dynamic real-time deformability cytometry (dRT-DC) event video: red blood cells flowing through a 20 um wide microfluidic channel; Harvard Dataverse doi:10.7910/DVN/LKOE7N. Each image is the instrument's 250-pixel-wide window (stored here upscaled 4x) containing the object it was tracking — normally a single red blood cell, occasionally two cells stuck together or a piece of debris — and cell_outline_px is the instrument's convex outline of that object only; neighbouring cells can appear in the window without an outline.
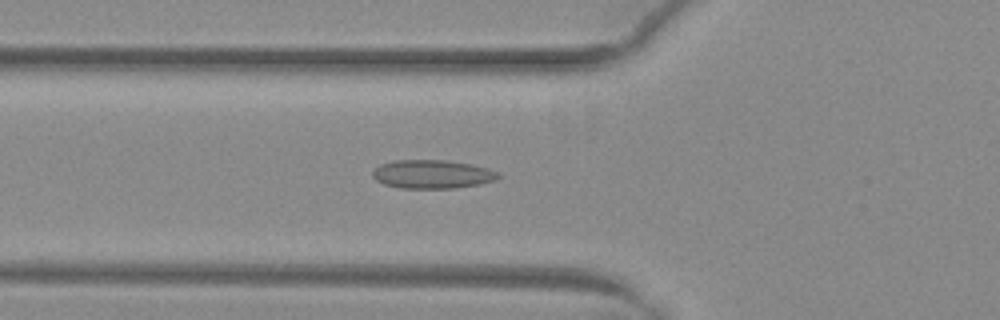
{"species": "common noctule bat (a hibernating species)", "species_latin": "Nyctalus noctula", "temperature_condition": "warm", "stored_images_in_passage": 52, "camera_frame_rate_fps": 3000, "um_per_image_px": 0.085, "animal": {"sex": "female", "body_mass_g": 29.2, "forearm_length_mm": 56.3}, "frame": {"image": 1, "passage_image": 20, "time_ms": 6.333, "image_size_px": [1000, 320], "cell_outline_px": [[500, 176], [496, 180], [480, 184], [456, 188], [400, 188], [384, 184], [376, 180], [372, 176], [372, 172], [380, 164], [396, 160], [444, 160], [472, 164], [488, 168], [496, 172]], "centroid_in_image_um": [36.74, 14.81], "position_along_channel_um": 89.1, "area_um2": 20.92}}
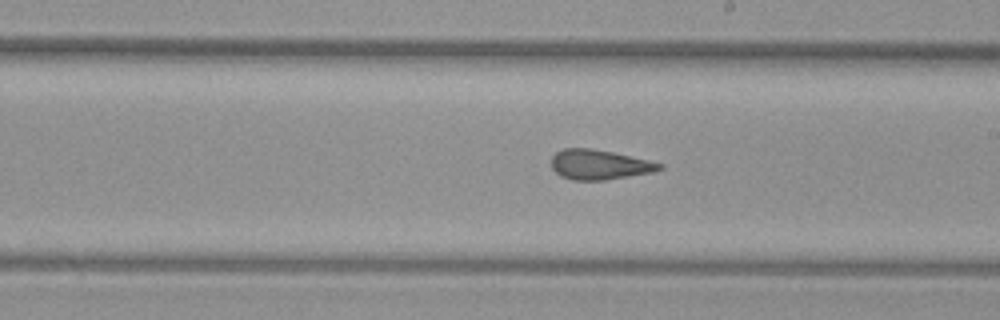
{"frame": {"image": 2, "passage_image": 31, "time_ms": 10.0, "image_size_px": [1000, 320], "cell_outline_px": [[664, 168], [652, 172], [604, 180], [572, 180], [560, 176], [552, 168], [552, 156], [556, 152], [564, 148], [592, 148], [612, 152], [648, 160], [664, 164]], "centroid_in_image_um": [50.93, 13.99], "position_along_channel_um": 238.1, "area_um2": 18.73}}
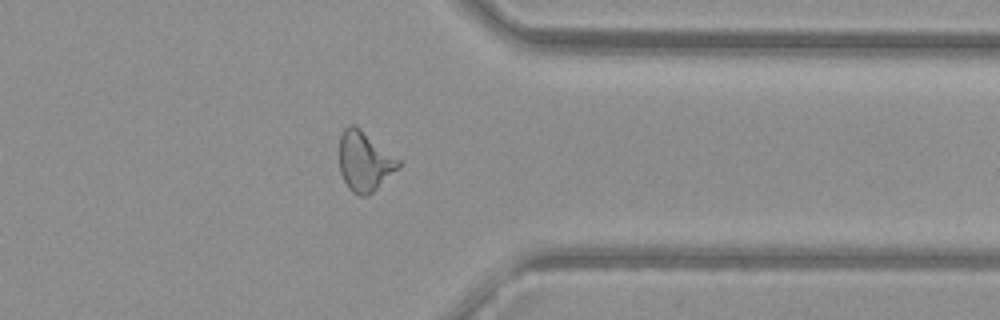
{"frame": {"image": 3, "passage_image": 42, "time_ms": 13.667, "image_size_px": [1000, 320], "cell_outline_px": [[400, 168], [368, 196], [360, 196], [352, 192], [348, 188], [340, 172], [340, 136], [344, 128], [348, 124], [352, 124], [360, 128], [400, 160]], "centroid_in_image_um": [30.99, 13.72], "position_along_channel_um": 380.4, "area_um2": 20.58}}